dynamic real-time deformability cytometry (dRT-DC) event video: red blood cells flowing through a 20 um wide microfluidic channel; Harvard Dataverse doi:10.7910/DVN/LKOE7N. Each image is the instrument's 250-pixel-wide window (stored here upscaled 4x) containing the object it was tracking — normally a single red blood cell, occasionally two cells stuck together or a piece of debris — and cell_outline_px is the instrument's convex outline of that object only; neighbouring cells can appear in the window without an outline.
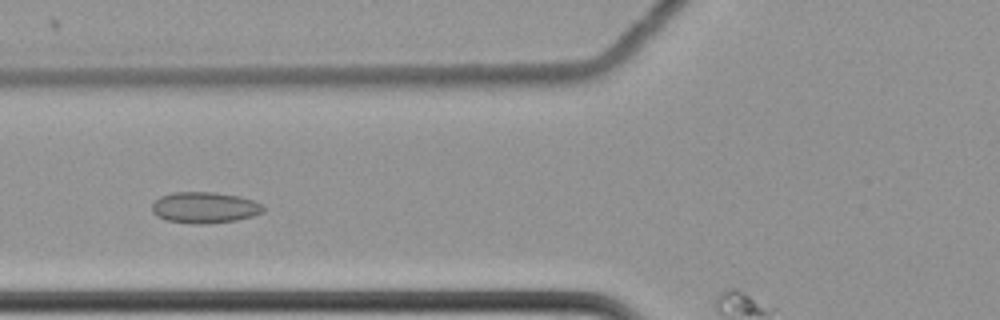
{"species": "common noctule bat (a hibernating species)", "species_latin": "Nyctalus noctula", "temperature_condition": "cold", "stored_images_in_passage": 50, "camera_frame_rate_fps": 3000, "um_per_image_px": 0.085, "animal": {"sex": "female", "body_mass_g": 22.7, "forearm_length_mm": 54.2}, "frame": {"image": 1, "passage_image": 19, "time_ms": 6.0, "image_size_px": [1000, 320], "cell_outline_px": [[264, 212], [252, 216], [236, 220], [204, 224], [196, 224], [168, 220], [156, 216], [152, 212], [152, 204], [160, 196], [176, 192], [216, 192], [240, 196], [252, 200], [260, 204], [264, 208]], "centroid_in_image_um": [17.39, 17.64], "position_along_channel_um": 108.4, "area_um2": 20.11}}
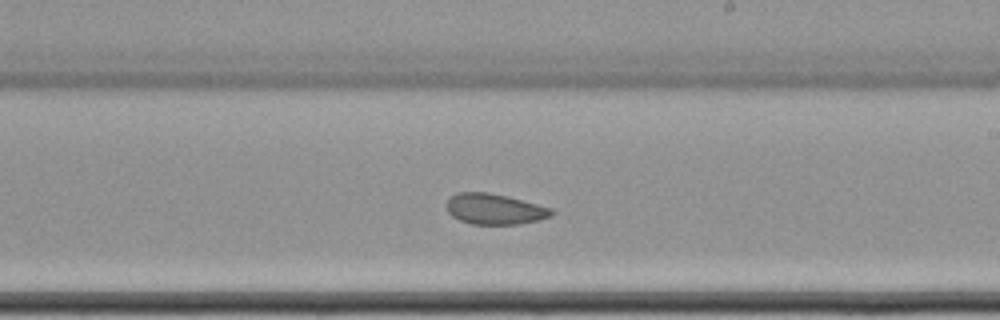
{"frame": {"image": 2, "passage_image": 31, "time_ms": 10.0, "image_size_px": [1000, 320], "cell_outline_px": [[556, 212], [552, 216], [540, 220], [520, 224], [472, 224], [460, 220], [452, 216], [448, 212], [448, 200], [452, 196], [460, 192], [488, 192], [508, 196], [552, 208]], "centroid_in_image_um": [42.1, 17.77], "position_along_channel_um": 246.9, "area_um2": 18.79}}
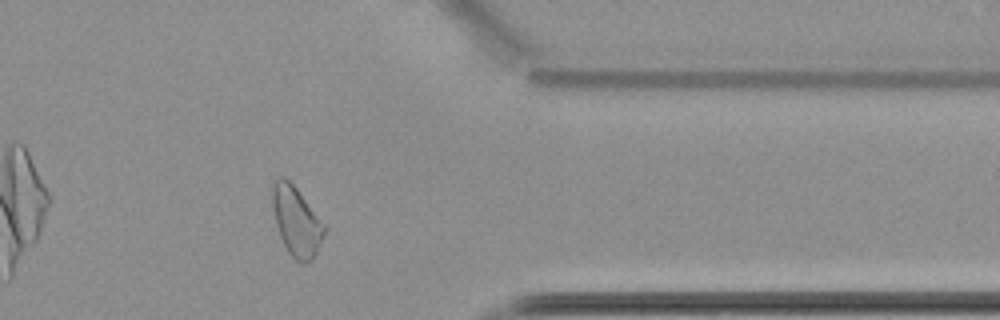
{"frame": {"image": 3, "passage_image": 44, "time_ms": 14.333, "image_size_px": [1000, 320], "cell_outline_px": [[328, 228], [312, 260], [304, 264], [300, 264], [288, 252], [280, 236], [276, 224], [272, 204], [272, 180], [276, 176], [284, 176], [296, 188]], "centroid_in_image_um": [25.19, 18.8], "position_along_channel_um": 386.2, "area_um2": 21.1}}